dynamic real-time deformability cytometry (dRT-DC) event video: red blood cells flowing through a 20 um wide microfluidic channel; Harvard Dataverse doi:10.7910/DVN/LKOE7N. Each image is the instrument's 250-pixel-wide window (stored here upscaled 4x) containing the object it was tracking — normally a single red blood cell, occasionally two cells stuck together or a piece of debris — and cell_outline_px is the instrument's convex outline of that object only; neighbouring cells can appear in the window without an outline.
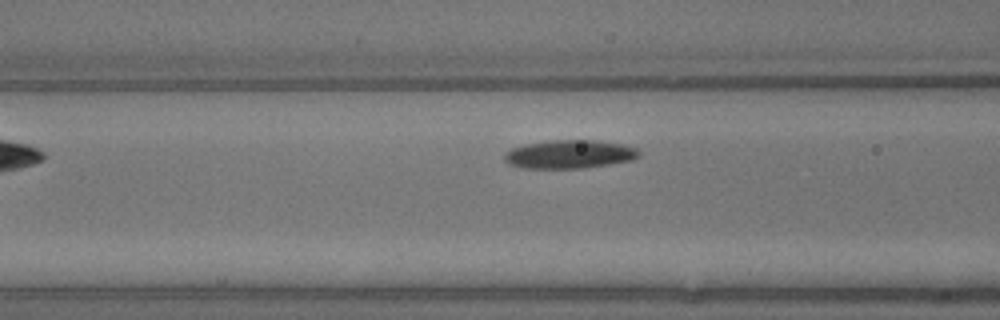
{"species": "common noctule bat (a hibernating species)", "species_latin": "Nyctalus noctula", "temperature_condition": "warm", "stored_images_in_passage": 6, "segment_of_instrument_passage": [2, 2], "camera_frame_rate_fps": 3000, "um_per_image_px": 0.085, "animal": {"sex": "male", "body_mass_g": 13.3}, "frame": {"image": 1, "passage_image": 6, "time_ms": 1.667, "image_size_px": [1000, 320], "cell_outline_px": [[640, 156], [632, 160], [608, 164], [580, 168], [524, 168], [508, 164], [504, 160], [504, 152], [512, 148], [524, 144], [552, 140], [596, 140], [620, 144], [636, 148], [640, 152]], "centroid_in_image_um": [48.37, 13.11], "position_along_channel_um": 118.2, "area_um2": 22.25}}